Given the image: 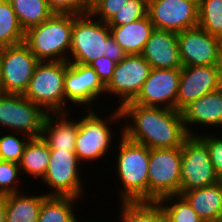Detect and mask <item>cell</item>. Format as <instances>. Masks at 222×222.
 <instances>
[{"instance_id": "1", "label": "cell", "mask_w": 222, "mask_h": 222, "mask_svg": "<svg viewBox=\"0 0 222 222\" xmlns=\"http://www.w3.org/2000/svg\"><path fill=\"white\" fill-rule=\"evenodd\" d=\"M122 134L149 149L181 147L189 136L181 112L139 104L120 107Z\"/></svg>"}, {"instance_id": "2", "label": "cell", "mask_w": 222, "mask_h": 222, "mask_svg": "<svg viewBox=\"0 0 222 222\" xmlns=\"http://www.w3.org/2000/svg\"><path fill=\"white\" fill-rule=\"evenodd\" d=\"M112 108L113 110L110 114L107 113V115H103L104 117L101 115L103 112L102 109L100 113L97 109H87L86 111L83 109L84 114H82V116L80 113L78 114V131L74 151L78 160L84 166H87L88 164L86 163H91L92 160V163L89 165L96 162L101 164L98 160H104L106 156H110L107 154L110 153L111 149L112 152L114 151L113 149H115L112 143L117 142L118 138L122 135L123 123L120 108L111 107L110 109ZM113 123L114 125L118 123V125H120L119 128H116L117 126H114ZM115 131H118V137ZM116 137L117 139H115ZM114 139L116 141H114Z\"/></svg>"}, {"instance_id": "3", "label": "cell", "mask_w": 222, "mask_h": 222, "mask_svg": "<svg viewBox=\"0 0 222 222\" xmlns=\"http://www.w3.org/2000/svg\"><path fill=\"white\" fill-rule=\"evenodd\" d=\"M118 145V146H117ZM111 155L120 185L116 187L119 202L148 201V172L150 149L143 144L127 139L123 134L114 144ZM116 153V154H115ZM115 158V159H114Z\"/></svg>"}, {"instance_id": "4", "label": "cell", "mask_w": 222, "mask_h": 222, "mask_svg": "<svg viewBox=\"0 0 222 222\" xmlns=\"http://www.w3.org/2000/svg\"><path fill=\"white\" fill-rule=\"evenodd\" d=\"M72 29V14L54 13L48 20L29 28L24 43L39 61H68Z\"/></svg>"}, {"instance_id": "5", "label": "cell", "mask_w": 222, "mask_h": 222, "mask_svg": "<svg viewBox=\"0 0 222 222\" xmlns=\"http://www.w3.org/2000/svg\"><path fill=\"white\" fill-rule=\"evenodd\" d=\"M68 61H40L30 79L25 98L49 113H65L64 78Z\"/></svg>"}, {"instance_id": "6", "label": "cell", "mask_w": 222, "mask_h": 222, "mask_svg": "<svg viewBox=\"0 0 222 222\" xmlns=\"http://www.w3.org/2000/svg\"><path fill=\"white\" fill-rule=\"evenodd\" d=\"M82 163L74 150L50 149V160L48 169L41 179L45 188L50 190L44 192L47 196H71L81 199L87 191L84 189V181L81 176ZM45 183V184H44Z\"/></svg>"}, {"instance_id": "7", "label": "cell", "mask_w": 222, "mask_h": 222, "mask_svg": "<svg viewBox=\"0 0 222 222\" xmlns=\"http://www.w3.org/2000/svg\"><path fill=\"white\" fill-rule=\"evenodd\" d=\"M109 26L90 13L73 15L71 48L68 62L89 65L106 54Z\"/></svg>"}, {"instance_id": "8", "label": "cell", "mask_w": 222, "mask_h": 222, "mask_svg": "<svg viewBox=\"0 0 222 222\" xmlns=\"http://www.w3.org/2000/svg\"><path fill=\"white\" fill-rule=\"evenodd\" d=\"M181 147L150 149L148 201L180 194Z\"/></svg>"}, {"instance_id": "9", "label": "cell", "mask_w": 222, "mask_h": 222, "mask_svg": "<svg viewBox=\"0 0 222 222\" xmlns=\"http://www.w3.org/2000/svg\"><path fill=\"white\" fill-rule=\"evenodd\" d=\"M48 113L24 95H0V129L22 133L30 138L42 136L43 125Z\"/></svg>"}, {"instance_id": "10", "label": "cell", "mask_w": 222, "mask_h": 222, "mask_svg": "<svg viewBox=\"0 0 222 222\" xmlns=\"http://www.w3.org/2000/svg\"><path fill=\"white\" fill-rule=\"evenodd\" d=\"M181 152L180 195L221 181L210 160L208 147L198 135H189Z\"/></svg>"}, {"instance_id": "11", "label": "cell", "mask_w": 222, "mask_h": 222, "mask_svg": "<svg viewBox=\"0 0 222 222\" xmlns=\"http://www.w3.org/2000/svg\"><path fill=\"white\" fill-rule=\"evenodd\" d=\"M64 94L65 113L75 111L74 108L78 109L77 106L79 109L83 106L84 110L96 109L95 104L98 105L100 98L107 100L105 85L95 70L89 65L70 62H68L64 78ZM70 105L74 108H70Z\"/></svg>"}, {"instance_id": "12", "label": "cell", "mask_w": 222, "mask_h": 222, "mask_svg": "<svg viewBox=\"0 0 222 222\" xmlns=\"http://www.w3.org/2000/svg\"><path fill=\"white\" fill-rule=\"evenodd\" d=\"M39 62L24 42L0 48V66L4 93L23 95Z\"/></svg>"}, {"instance_id": "13", "label": "cell", "mask_w": 222, "mask_h": 222, "mask_svg": "<svg viewBox=\"0 0 222 222\" xmlns=\"http://www.w3.org/2000/svg\"><path fill=\"white\" fill-rule=\"evenodd\" d=\"M151 69V65L141 54L127 55L117 63L112 79L105 86V94H108L110 99L111 95L114 96L112 100L118 97L114 105L120 108L138 95Z\"/></svg>"}, {"instance_id": "14", "label": "cell", "mask_w": 222, "mask_h": 222, "mask_svg": "<svg viewBox=\"0 0 222 222\" xmlns=\"http://www.w3.org/2000/svg\"><path fill=\"white\" fill-rule=\"evenodd\" d=\"M147 15L155 29L179 33L198 26L199 0H148Z\"/></svg>"}, {"instance_id": "15", "label": "cell", "mask_w": 222, "mask_h": 222, "mask_svg": "<svg viewBox=\"0 0 222 222\" xmlns=\"http://www.w3.org/2000/svg\"><path fill=\"white\" fill-rule=\"evenodd\" d=\"M182 66L222 65L220 38L197 26L177 33Z\"/></svg>"}, {"instance_id": "16", "label": "cell", "mask_w": 222, "mask_h": 222, "mask_svg": "<svg viewBox=\"0 0 222 222\" xmlns=\"http://www.w3.org/2000/svg\"><path fill=\"white\" fill-rule=\"evenodd\" d=\"M181 68H152L138 95L125 104L164 107L176 110Z\"/></svg>"}, {"instance_id": "17", "label": "cell", "mask_w": 222, "mask_h": 222, "mask_svg": "<svg viewBox=\"0 0 222 222\" xmlns=\"http://www.w3.org/2000/svg\"><path fill=\"white\" fill-rule=\"evenodd\" d=\"M222 87V65L182 66L176 100L181 112L199 97Z\"/></svg>"}, {"instance_id": "18", "label": "cell", "mask_w": 222, "mask_h": 222, "mask_svg": "<svg viewBox=\"0 0 222 222\" xmlns=\"http://www.w3.org/2000/svg\"><path fill=\"white\" fill-rule=\"evenodd\" d=\"M181 114L189 135L203 134V130L204 133L207 130L208 133L211 130L222 133V87L199 97L187 105Z\"/></svg>"}, {"instance_id": "19", "label": "cell", "mask_w": 222, "mask_h": 222, "mask_svg": "<svg viewBox=\"0 0 222 222\" xmlns=\"http://www.w3.org/2000/svg\"><path fill=\"white\" fill-rule=\"evenodd\" d=\"M141 55L151 68H182L177 33L172 31L154 28Z\"/></svg>"}, {"instance_id": "20", "label": "cell", "mask_w": 222, "mask_h": 222, "mask_svg": "<svg viewBox=\"0 0 222 222\" xmlns=\"http://www.w3.org/2000/svg\"><path fill=\"white\" fill-rule=\"evenodd\" d=\"M73 113H49L43 125L42 138L50 149L74 150L78 118ZM72 116V118H71Z\"/></svg>"}, {"instance_id": "21", "label": "cell", "mask_w": 222, "mask_h": 222, "mask_svg": "<svg viewBox=\"0 0 222 222\" xmlns=\"http://www.w3.org/2000/svg\"><path fill=\"white\" fill-rule=\"evenodd\" d=\"M203 221L222 218V180L181 194Z\"/></svg>"}, {"instance_id": "22", "label": "cell", "mask_w": 222, "mask_h": 222, "mask_svg": "<svg viewBox=\"0 0 222 222\" xmlns=\"http://www.w3.org/2000/svg\"><path fill=\"white\" fill-rule=\"evenodd\" d=\"M110 34L127 55L142 54L154 26L148 15L121 26H109Z\"/></svg>"}, {"instance_id": "23", "label": "cell", "mask_w": 222, "mask_h": 222, "mask_svg": "<svg viewBox=\"0 0 222 222\" xmlns=\"http://www.w3.org/2000/svg\"><path fill=\"white\" fill-rule=\"evenodd\" d=\"M27 193V194H26ZM45 193L18 192L5 195L6 222H38Z\"/></svg>"}, {"instance_id": "24", "label": "cell", "mask_w": 222, "mask_h": 222, "mask_svg": "<svg viewBox=\"0 0 222 222\" xmlns=\"http://www.w3.org/2000/svg\"><path fill=\"white\" fill-rule=\"evenodd\" d=\"M50 160V148L42 137L30 138L27 142L19 167L21 175L26 179L31 177L32 180H39L44 177Z\"/></svg>"}, {"instance_id": "25", "label": "cell", "mask_w": 222, "mask_h": 222, "mask_svg": "<svg viewBox=\"0 0 222 222\" xmlns=\"http://www.w3.org/2000/svg\"><path fill=\"white\" fill-rule=\"evenodd\" d=\"M80 200L71 196H47L43 200L38 222H77L80 215H77L79 210L76 207L79 209L77 204Z\"/></svg>"}, {"instance_id": "26", "label": "cell", "mask_w": 222, "mask_h": 222, "mask_svg": "<svg viewBox=\"0 0 222 222\" xmlns=\"http://www.w3.org/2000/svg\"><path fill=\"white\" fill-rule=\"evenodd\" d=\"M9 2L25 32L48 20L54 14L47 0H9Z\"/></svg>"}, {"instance_id": "27", "label": "cell", "mask_w": 222, "mask_h": 222, "mask_svg": "<svg viewBox=\"0 0 222 222\" xmlns=\"http://www.w3.org/2000/svg\"><path fill=\"white\" fill-rule=\"evenodd\" d=\"M118 222H159L164 215L161 205L153 201L117 202Z\"/></svg>"}, {"instance_id": "28", "label": "cell", "mask_w": 222, "mask_h": 222, "mask_svg": "<svg viewBox=\"0 0 222 222\" xmlns=\"http://www.w3.org/2000/svg\"><path fill=\"white\" fill-rule=\"evenodd\" d=\"M25 31L9 0L0 5V48L23 43Z\"/></svg>"}, {"instance_id": "29", "label": "cell", "mask_w": 222, "mask_h": 222, "mask_svg": "<svg viewBox=\"0 0 222 222\" xmlns=\"http://www.w3.org/2000/svg\"><path fill=\"white\" fill-rule=\"evenodd\" d=\"M158 203L171 222H204L180 194L166 196Z\"/></svg>"}, {"instance_id": "30", "label": "cell", "mask_w": 222, "mask_h": 222, "mask_svg": "<svg viewBox=\"0 0 222 222\" xmlns=\"http://www.w3.org/2000/svg\"><path fill=\"white\" fill-rule=\"evenodd\" d=\"M198 26L211 35L222 36V0H199Z\"/></svg>"}, {"instance_id": "31", "label": "cell", "mask_w": 222, "mask_h": 222, "mask_svg": "<svg viewBox=\"0 0 222 222\" xmlns=\"http://www.w3.org/2000/svg\"><path fill=\"white\" fill-rule=\"evenodd\" d=\"M29 139V136L22 133L5 132L2 134L0 136V160L19 163Z\"/></svg>"}, {"instance_id": "32", "label": "cell", "mask_w": 222, "mask_h": 222, "mask_svg": "<svg viewBox=\"0 0 222 222\" xmlns=\"http://www.w3.org/2000/svg\"><path fill=\"white\" fill-rule=\"evenodd\" d=\"M19 163L0 160V196L18 193L25 180L21 179ZM23 180V183L21 182Z\"/></svg>"}, {"instance_id": "33", "label": "cell", "mask_w": 222, "mask_h": 222, "mask_svg": "<svg viewBox=\"0 0 222 222\" xmlns=\"http://www.w3.org/2000/svg\"><path fill=\"white\" fill-rule=\"evenodd\" d=\"M147 1L128 0L106 24L108 26H121L145 17L147 15Z\"/></svg>"}, {"instance_id": "34", "label": "cell", "mask_w": 222, "mask_h": 222, "mask_svg": "<svg viewBox=\"0 0 222 222\" xmlns=\"http://www.w3.org/2000/svg\"><path fill=\"white\" fill-rule=\"evenodd\" d=\"M128 0H91L89 13L107 23Z\"/></svg>"}, {"instance_id": "35", "label": "cell", "mask_w": 222, "mask_h": 222, "mask_svg": "<svg viewBox=\"0 0 222 222\" xmlns=\"http://www.w3.org/2000/svg\"><path fill=\"white\" fill-rule=\"evenodd\" d=\"M219 134V132L215 134L214 131H211L198 136L206 143L210 154V160L219 179L222 180V134Z\"/></svg>"}, {"instance_id": "36", "label": "cell", "mask_w": 222, "mask_h": 222, "mask_svg": "<svg viewBox=\"0 0 222 222\" xmlns=\"http://www.w3.org/2000/svg\"><path fill=\"white\" fill-rule=\"evenodd\" d=\"M50 10L58 14L89 13L91 0H47Z\"/></svg>"}, {"instance_id": "37", "label": "cell", "mask_w": 222, "mask_h": 222, "mask_svg": "<svg viewBox=\"0 0 222 222\" xmlns=\"http://www.w3.org/2000/svg\"><path fill=\"white\" fill-rule=\"evenodd\" d=\"M117 63L103 55L102 57L92 61L89 66L95 70L99 79L106 86L112 79Z\"/></svg>"}, {"instance_id": "38", "label": "cell", "mask_w": 222, "mask_h": 222, "mask_svg": "<svg viewBox=\"0 0 222 222\" xmlns=\"http://www.w3.org/2000/svg\"><path fill=\"white\" fill-rule=\"evenodd\" d=\"M105 56L114 61L115 63H119L123 58L127 56V53L115 41L111 34L108 36V49Z\"/></svg>"}, {"instance_id": "39", "label": "cell", "mask_w": 222, "mask_h": 222, "mask_svg": "<svg viewBox=\"0 0 222 222\" xmlns=\"http://www.w3.org/2000/svg\"><path fill=\"white\" fill-rule=\"evenodd\" d=\"M0 222H6L5 195L0 196Z\"/></svg>"}, {"instance_id": "40", "label": "cell", "mask_w": 222, "mask_h": 222, "mask_svg": "<svg viewBox=\"0 0 222 222\" xmlns=\"http://www.w3.org/2000/svg\"><path fill=\"white\" fill-rule=\"evenodd\" d=\"M4 94L3 85H2V77H1V66H0V95Z\"/></svg>"}, {"instance_id": "41", "label": "cell", "mask_w": 222, "mask_h": 222, "mask_svg": "<svg viewBox=\"0 0 222 222\" xmlns=\"http://www.w3.org/2000/svg\"><path fill=\"white\" fill-rule=\"evenodd\" d=\"M82 220V218H79V220L77 221V222H98V221H100V222H103V221H101L100 219H97V221H95V220H89V219H87V221L86 220H83V221H81ZM105 222V221H104Z\"/></svg>"}, {"instance_id": "42", "label": "cell", "mask_w": 222, "mask_h": 222, "mask_svg": "<svg viewBox=\"0 0 222 222\" xmlns=\"http://www.w3.org/2000/svg\"><path fill=\"white\" fill-rule=\"evenodd\" d=\"M159 222H171L165 215H163L160 219Z\"/></svg>"}, {"instance_id": "43", "label": "cell", "mask_w": 222, "mask_h": 222, "mask_svg": "<svg viewBox=\"0 0 222 222\" xmlns=\"http://www.w3.org/2000/svg\"><path fill=\"white\" fill-rule=\"evenodd\" d=\"M221 54H222V36L220 37Z\"/></svg>"}, {"instance_id": "44", "label": "cell", "mask_w": 222, "mask_h": 222, "mask_svg": "<svg viewBox=\"0 0 222 222\" xmlns=\"http://www.w3.org/2000/svg\"><path fill=\"white\" fill-rule=\"evenodd\" d=\"M204 222H222V221L218 220V221H204Z\"/></svg>"}]
</instances>
